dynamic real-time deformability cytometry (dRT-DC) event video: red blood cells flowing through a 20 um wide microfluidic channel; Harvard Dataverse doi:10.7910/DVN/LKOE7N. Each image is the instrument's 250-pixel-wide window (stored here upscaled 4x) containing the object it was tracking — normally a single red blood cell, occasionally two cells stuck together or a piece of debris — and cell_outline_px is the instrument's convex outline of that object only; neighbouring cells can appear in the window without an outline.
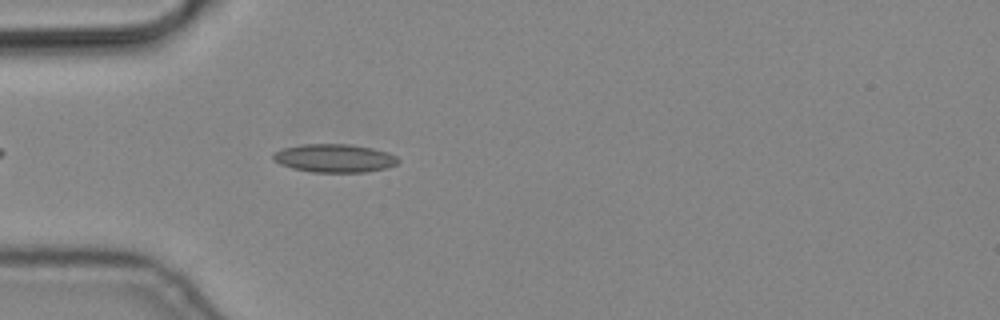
{"species": "common noctule bat (a hibernating species)", "species_latin": "Nyctalus noctula", "temperature_condition": "cold", "stored_images_in_passage": 3, "camera_frame_rate_fps": 3000, "um_per_image_px": 0.085, "animal": {"sex": "male", "body_mass_g": 19.2, "forearm_length_mm": 51.8}, "frame": {"image": 1, "passage_image": 3, "time_ms": 0.667, "image_size_px": [1000, 320], "cell_outline_px": [[400, 160], [396, 164], [388, 168], [364, 172], [312, 172], [292, 168], [280, 164], [272, 160], [272, 156], [276, 152], [284, 148], [304, 144], [348, 144], [372, 148], [388, 152], [396, 156]], "centroid_in_image_um": [28.44, 13.45], "position_along_channel_um": 56.6, "area_um2": 20.58}}